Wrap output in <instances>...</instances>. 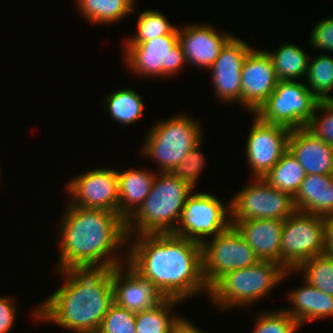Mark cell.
Wrapping results in <instances>:
<instances>
[{
	"label": "cell",
	"mask_w": 333,
	"mask_h": 333,
	"mask_svg": "<svg viewBox=\"0 0 333 333\" xmlns=\"http://www.w3.org/2000/svg\"><path fill=\"white\" fill-rule=\"evenodd\" d=\"M253 333H296L300 324L283 309L259 313Z\"/></svg>",
	"instance_id": "obj_32"
},
{
	"label": "cell",
	"mask_w": 333,
	"mask_h": 333,
	"mask_svg": "<svg viewBox=\"0 0 333 333\" xmlns=\"http://www.w3.org/2000/svg\"><path fill=\"white\" fill-rule=\"evenodd\" d=\"M316 111L323 114L317 116ZM306 128L325 143L333 146V100L318 102Z\"/></svg>",
	"instance_id": "obj_34"
},
{
	"label": "cell",
	"mask_w": 333,
	"mask_h": 333,
	"mask_svg": "<svg viewBox=\"0 0 333 333\" xmlns=\"http://www.w3.org/2000/svg\"><path fill=\"white\" fill-rule=\"evenodd\" d=\"M288 150L307 175H333V146L315 136L306 127L290 131Z\"/></svg>",
	"instance_id": "obj_19"
},
{
	"label": "cell",
	"mask_w": 333,
	"mask_h": 333,
	"mask_svg": "<svg viewBox=\"0 0 333 333\" xmlns=\"http://www.w3.org/2000/svg\"><path fill=\"white\" fill-rule=\"evenodd\" d=\"M203 139L195 145L187 156L179 163L171 173L179 177L181 180L188 182L193 188L196 187L199 174L202 172L205 158L200 150Z\"/></svg>",
	"instance_id": "obj_35"
},
{
	"label": "cell",
	"mask_w": 333,
	"mask_h": 333,
	"mask_svg": "<svg viewBox=\"0 0 333 333\" xmlns=\"http://www.w3.org/2000/svg\"><path fill=\"white\" fill-rule=\"evenodd\" d=\"M310 44L324 53L333 52V17L319 20L310 32Z\"/></svg>",
	"instance_id": "obj_36"
},
{
	"label": "cell",
	"mask_w": 333,
	"mask_h": 333,
	"mask_svg": "<svg viewBox=\"0 0 333 333\" xmlns=\"http://www.w3.org/2000/svg\"><path fill=\"white\" fill-rule=\"evenodd\" d=\"M110 265H77L58 271L63 284L35 308L34 318L77 333H96L114 303Z\"/></svg>",
	"instance_id": "obj_2"
},
{
	"label": "cell",
	"mask_w": 333,
	"mask_h": 333,
	"mask_svg": "<svg viewBox=\"0 0 333 333\" xmlns=\"http://www.w3.org/2000/svg\"><path fill=\"white\" fill-rule=\"evenodd\" d=\"M85 173V174H84ZM71 178L66 185L69 204L119 214V186L116 169L98 168Z\"/></svg>",
	"instance_id": "obj_13"
},
{
	"label": "cell",
	"mask_w": 333,
	"mask_h": 333,
	"mask_svg": "<svg viewBox=\"0 0 333 333\" xmlns=\"http://www.w3.org/2000/svg\"><path fill=\"white\" fill-rule=\"evenodd\" d=\"M323 218L325 224L326 253L333 255V214L326 215Z\"/></svg>",
	"instance_id": "obj_38"
},
{
	"label": "cell",
	"mask_w": 333,
	"mask_h": 333,
	"mask_svg": "<svg viewBox=\"0 0 333 333\" xmlns=\"http://www.w3.org/2000/svg\"><path fill=\"white\" fill-rule=\"evenodd\" d=\"M136 313L113 303L96 333H136Z\"/></svg>",
	"instance_id": "obj_33"
},
{
	"label": "cell",
	"mask_w": 333,
	"mask_h": 333,
	"mask_svg": "<svg viewBox=\"0 0 333 333\" xmlns=\"http://www.w3.org/2000/svg\"><path fill=\"white\" fill-rule=\"evenodd\" d=\"M136 0H75L81 16L92 24H113L135 12Z\"/></svg>",
	"instance_id": "obj_25"
},
{
	"label": "cell",
	"mask_w": 333,
	"mask_h": 333,
	"mask_svg": "<svg viewBox=\"0 0 333 333\" xmlns=\"http://www.w3.org/2000/svg\"><path fill=\"white\" fill-rule=\"evenodd\" d=\"M193 190L171 172L156 173L149 195L126 220L127 236L173 233Z\"/></svg>",
	"instance_id": "obj_4"
},
{
	"label": "cell",
	"mask_w": 333,
	"mask_h": 333,
	"mask_svg": "<svg viewBox=\"0 0 333 333\" xmlns=\"http://www.w3.org/2000/svg\"><path fill=\"white\" fill-rule=\"evenodd\" d=\"M300 288L291 290L288 294L292 308L283 309L292 318H295L300 326L306 322L333 317V296L318 290L303 279Z\"/></svg>",
	"instance_id": "obj_21"
},
{
	"label": "cell",
	"mask_w": 333,
	"mask_h": 333,
	"mask_svg": "<svg viewBox=\"0 0 333 333\" xmlns=\"http://www.w3.org/2000/svg\"><path fill=\"white\" fill-rule=\"evenodd\" d=\"M202 260L203 277L209 289L226 273L260 261L233 225L202 244Z\"/></svg>",
	"instance_id": "obj_12"
},
{
	"label": "cell",
	"mask_w": 333,
	"mask_h": 333,
	"mask_svg": "<svg viewBox=\"0 0 333 333\" xmlns=\"http://www.w3.org/2000/svg\"><path fill=\"white\" fill-rule=\"evenodd\" d=\"M320 291L333 296V255L324 253L303 261L296 269Z\"/></svg>",
	"instance_id": "obj_30"
},
{
	"label": "cell",
	"mask_w": 333,
	"mask_h": 333,
	"mask_svg": "<svg viewBox=\"0 0 333 333\" xmlns=\"http://www.w3.org/2000/svg\"><path fill=\"white\" fill-rule=\"evenodd\" d=\"M119 186V215L126 221L149 195L156 173L130 168L117 170Z\"/></svg>",
	"instance_id": "obj_23"
},
{
	"label": "cell",
	"mask_w": 333,
	"mask_h": 333,
	"mask_svg": "<svg viewBox=\"0 0 333 333\" xmlns=\"http://www.w3.org/2000/svg\"><path fill=\"white\" fill-rule=\"evenodd\" d=\"M114 303L132 312L154 308L167 298L150 280L143 278L127 262L112 269Z\"/></svg>",
	"instance_id": "obj_15"
},
{
	"label": "cell",
	"mask_w": 333,
	"mask_h": 333,
	"mask_svg": "<svg viewBox=\"0 0 333 333\" xmlns=\"http://www.w3.org/2000/svg\"><path fill=\"white\" fill-rule=\"evenodd\" d=\"M253 49L238 36H234L208 69L217 99L241 104V73L243 62Z\"/></svg>",
	"instance_id": "obj_17"
},
{
	"label": "cell",
	"mask_w": 333,
	"mask_h": 333,
	"mask_svg": "<svg viewBox=\"0 0 333 333\" xmlns=\"http://www.w3.org/2000/svg\"><path fill=\"white\" fill-rule=\"evenodd\" d=\"M265 51L272 59L278 81H298L303 77L305 79L309 55L300 46L290 42L281 43L275 52L268 49Z\"/></svg>",
	"instance_id": "obj_24"
},
{
	"label": "cell",
	"mask_w": 333,
	"mask_h": 333,
	"mask_svg": "<svg viewBox=\"0 0 333 333\" xmlns=\"http://www.w3.org/2000/svg\"><path fill=\"white\" fill-rule=\"evenodd\" d=\"M304 81L310 92L319 101L333 100V57L321 53L310 59Z\"/></svg>",
	"instance_id": "obj_29"
},
{
	"label": "cell",
	"mask_w": 333,
	"mask_h": 333,
	"mask_svg": "<svg viewBox=\"0 0 333 333\" xmlns=\"http://www.w3.org/2000/svg\"><path fill=\"white\" fill-rule=\"evenodd\" d=\"M127 263L166 298L185 302L209 295L203 277L202 244L172 233L128 236Z\"/></svg>",
	"instance_id": "obj_1"
},
{
	"label": "cell",
	"mask_w": 333,
	"mask_h": 333,
	"mask_svg": "<svg viewBox=\"0 0 333 333\" xmlns=\"http://www.w3.org/2000/svg\"><path fill=\"white\" fill-rule=\"evenodd\" d=\"M177 26L170 24L164 14L157 10L142 11L136 23V34L127 37L124 43H143L150 39L171 34Z\"/></svg>",
	"instance_id": "obj_31"
},
{
	"label": "cell",
	"mask_w": 333,
	"mask_h": 333,
	"mask_svg": "<svg viewBox=\"0 0 333 333\" xmlns=\"http://www.w3.org/2000/svg\"><path fill=\"white\" fill-rule=\"evenodd\" d=\"M201 127L185 114L158 121L148 130L141 153L159 164L158 172H171L203 139Z\"/></svg>",
	"instance_id": "obj_6"
},
{
	"label": "cell",
	"mask_w": 333,
	"mask_h": 333,
	"mask_svg": "<svg viewBox=\"0 0 333 333\" xmlns=\"http://www.w3.org/2000/svg\"><path fill=\"white\" fill-rule=\"evenodd\" d=\"M124 46L125 64L139 76L170 77L186 63L177 28L169 35L143 43H124Z\"/></svg>",
	"instance_id": "obj_9"
},
{
	"label": "cell",
	"mask_w": 333,
	"mask_h": 333,
	"mask_svg": "<svg viewBox=\"0 0 333 333\" xmlns=\"http://www.w3.org/2000/svg\"><path fill=\"white\" fill-rule=\"evenodd\" d=\"M284 220L254 219L236 221L233 226L261 261L281 264V233Z\"/></svg>",
	"instance_id": "obj_20"
},
{
	"label": "cell",
	"mask_w": 333,
	"mask_h": 333,
	"mask_svg": "<svg viewBox=\"0 0 333 333\" xmlns=\"http://www.w3.org/2000/svg\"><path fill=\"white\" fill-rule=\"evenodd\" d=\"M326 253L322 216L295 211L284 220L281 233V265L295 270L303 261Z\"/></svg>",
	"instance_id": "obj_11"
},
{
	"label": "cell",
	"mask_w": 333,
	"mask_h": 333,
	"mask_svg": "<svg viewBox=\"0 0 333 333\" xmlns=\"http://www.w3.org/2000/svg\"><path fill=\"white\" fill-rule=\"evenodd\" d=\"M230 200L223 203L210 193L192 192L172 234L203 244L231 226Z\"/></svg>",
	"instance_id": "obj_8"
},
{
	"label": "cell",
	"mask_w": 333,
	"mask_h": 333,
	"mask_svg": "<svg viewBox=\"0 0 333 333\" xmlns=\"http://www.w3.org/2000/svg\"><path fill=\"white\" fill-rule=\"evenodd\" d=\"M290 129L261 121H254L247 137L245 155L253 178H263L288 150Z\"/></svg>",
	"instance_id": "obj_14"
},
{
	"label": "cell",
	"mask_w": 333,
	"mask_h": 333,
	"mask_svg": "<svg viewBox=\"0 0 333 333\" xmlns=\"http://www.w3.org/2000/svg\"><path fill=\"white\" fill-rule=\"evenodd\" d=\"M318 102L301 80L278 81L272 94L254 114L263 122L296 130L306 127Z\"/></svg>",
	"instance_id": "obj_7"
},
{
	"label": "cell",
	"mask_w": 333,
	"mask_h": 333,
	"mask_svg": "<svg viewBox=\"0 0 333 333\" xmlns=\"http://www.w3.org/2000/svg\"><path fill=\"white\" fill-rule=\"evenodd\" d=\"M294 205L304 213L333 214V175H307L294 196Z\"/></svg>",
	"instance_id": "obj_22"
},
{
	"label": "cell",
	"mask_w": 333,
	"mask_h": 333,
	"mask_svg": "<svg viewBox=\"0 0 333 333\" xmlns=\"http://www.w3.org/2000/svg\"><path fill=\"white\" fill-rule=\"evenodd\" d=\"M173 333H204L197 326L193 325L191 321L183 318L175 327Z\"/></svg>",
	"instance_id": "obj_39"
},
{
	"label": "cell",
	"mask_w": 333,
	"mask_h": 333,
	"mask_svg": "<svg viewBox=\"0 0 333 333\" xmlns=\"http://www.w3.org/2000/svg\"><path fill=\"white\" fill-rule=\"evenodd\" d=\"M306 176L307 173L304 168L287 150L263 179L274 188L294 197Z\"/></svg>",
	"instance_id": "obj_28"
},
{
	"label": "cell",
	"mask_w": 333,
	"mask_h": 333,
	"mask_svg": "<svg viewBox=\"0 0 333 333\" xmlns=\"http://www.w3.org/2000/svg\"><path fill=\"white\" fill-rule=\"evenodd\" d=\"M291 272L295 273V270H286L279 263L260 260L253 266L226 273L210 288L208 297L219 311L244 308L264 298Z\"/></svg>",
	"instance_id": "obj_5"
},
{
	"label": "cell",
	"mask_w": 333,
	"mask_h": 333,
	"mask_svg": "<svg viewBox=\"0 0 333 333\" xmlns=\"http://www.w3.org/2000/svg\"><path fill=\"white\" fill-rule=\"evenodd\" d=\"M104 100L105 109L115 122L127 125L136 122L143 115V97L132 88L113 91Z\"/></svg>",
	"instance_id": "obj_26"
},
{
	"label": "cell",
	"mask_w": 333,
	"mask_h": 333,
	"mask_svg": "<svg viewBox=\"0 0 333 333\" xmlns=\"http://www.w3.org/2000/svg\"><path fill=\"white\" fill-rule=\"evenodd\" d=\"M177 29L186 63L205 70L214 64L222 49L235 36L224 31L220 33L205 23L186 24Z\"/></svg>",
	"instance_id": "obj_18"
},
{
	"label": "cell",
	"mask_w": 333,
	"mask_h": 333,
	"mask_svg": "<svg viewBox=\"0 0 333 333\" xmlns=\"http://www.w3.org/2000/svg\"><path fill=\"white\" fill-rule=\"evenodd\" d=\"M271 57L265 50L253 48L246 56L241 73V105L255 113L277 85Z\"/></svg>",
	"instance_id": "obj_16"
},
{
	"label": "cell",
	"mask_w": 333,
	"mask_h": 333,
	"mask_svg": "<svg viewBox=\"0 0 333 333\" xmlns=\"http://www.w3.org/2000/svg\"><path fill=\"white\" fill-rule=\"evenodd\" d=\"M181 302L183 301L167 298L154 308L137 312L136 333H173L176 325L183 317L175 316L170 311L174 310V306Z\"/></svg>",
	"instance_id": "obj_27"
},
{
	"label": "cell",
	"mask_w": 333,
	"mask_h": 333,
	"mask_svg": "<svg viewBox=\"0 0 333 333\" xmlns=\"http://www.w3.org/2000/svg\"><path fill=\"white\" fill-rule=\"evenodd\" d=\"M65 209L59 225L61 247L57 271L77 265L114 268L127 262V253L125 259L116 254L119 248L128 245L126 221L118 213L69 203Z\"/></svg>",
	"instance_id": "obj_3"
},
{
	"label": "cell",
	"mask_w": 333,
	"mask_h": 333,
	"mask_svg": "<svg viewBox=\"0 0 333 333\" xmlns=\"http://www.w3.org/2000/svg\"><path fill=\"white\" fill-rule=\"evenodd\" d=\"M231 224L254 219L285 220L296 211L294 197L270 185L263 178H253L230 200Z\"/></svg>",
	"instance_id": "obj_10"
},
{
	"label": "cell",
	"mask_w": 333,
	"mask_h": 333,
	"mask_svg": "<svg viewBox=\"0 0 333 333\" xmlns=\"http://www.w3.org/2000/svg\"><path fill=\"white\" fill-rule=\"evenodd\" d=\"M9 296L0 297V333H9L15 323L16 303Z\"/></svg>",
	"instance_id": "obj_37"
}]
</instances>
